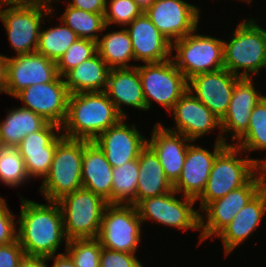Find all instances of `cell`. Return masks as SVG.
I'll use <instances>...</instances> for the list:
<instances>
[{"label":"cell","mask_w":266,"mask_h":267,"mask_svg":"<svg viewBox=\"0 0 266 267\" xmlns=\"http://www.w3.org/2000/svg\"><path fill=\"white\" fill-rule=\"evenodd\" d=\"M21 211L17 223V239L25 255L48 258L68 239L64 231L63 215L57 201L48 204L26 200L20 195Z\"/></svg>","instance_id":"cell-1"},{"label":"cell","mask_w":266,"mask_h":267,"mask_svg":"<svg viewBox=\"0 0 266 267\" xmlns=\"http://www.w3.org/2000/svg\"><path fill=\"white\" fill-rule=\"evenodd\" d=\"M122 118L105 91L70 94L61 134L67 138L94 141Z\"/></svg>","instance_id":"cell-2"},{"label":"cell","mask_w":266,"mask_h":267,"mask_svg":"<svg viewBox=\"0 0 266 267\" xmlns=\"http://www.w3.org/2000/svg\"><path fill=\"white\" fill-rule=\"evenodd\" d=\"M46 0H0V19L4 23L11 47L17 53L30 54L37 50L42 20L52 15Z\"/></svg>","instance_id":"cell-3"},{"label":"cell","mask_w":266,"mask_h":267,"mask_svg":"<svg viewBox=\"0 0 266 267\" xmlns=\"http://www.w3.org/2000/svg\"><path fill=\"white\" fill-rule=\"evenodd\" d=\"M231 36L229 42L223 40L224 69L240 78L259 75L266 67V30L254 19H244Z\"/></svg>","instance_id":"cell-4"},{"label":"cell","mask_w":266,"mask_h":267,"mask_svg":"<svg viewBox=\"0 0 266 267\" xmlns=\"http://www.w3.org/2000/svg\"><path fill=\"white\" fill-rule=\"evenodd\" d=\"M241 153L245 152L234 144H228L216 156L206 187L196 199L201 204L199 210L245 185L261 169L258 159L239 158Z\"/></svg>","instance_id":"cell-5"},{"label":"cell","mask_w":266,"mask_h":267,"mask_svg":"<svg viewBox=\"0 0 266 267\" xmlns=\"http://www.w3.org/2000/svg\"><path fill=\"white\" fill-rule=\"evenodd\" d=\"M83 152V139L62 135L57 140L51 168L40 186L47 201H58L64 195L82 188Z\"/></svg>","instance_id":"cell-6"},{"label":"cell","mask_w":266,"mask_h":267,"mask_svg":"<svg viewBox=\"0 0 266 267\" xmlns=\"http://www.w3.org/2000/svg\"><path fill=\"white\" fill-rule=\"evenodd\" d=\"M57 202L68 240L97 238L104 210L109 204L103 197L82 187L64 195Z\"/></svg>","instance_id":"cell-7"},{"label":"cell","mask_w":266,"mask_h":267,"mask_svg":"<svg viewBox=\"0 0 266 267\" xmlns=\"http://www.w3.org/2000/svg\"><path fill=\"white\" fill-rule=\"evenodd\" d=\"M193 31L171 44L175 66L187 80L195 75L224 68L223 40Z\"/></svg>","instance_id":"cell-8"},{"label":"cell","mask_w":266,"mask_h":267,"mask_svg":"<svg viewBox=\"0 0 266 267\" xmlns=\"http://www.w3.org/2000/svg\"><path fill=\"white\" fill-rule=\"evenodd\" d=\"M145 98L146 111L151 101L157 102L169 112L188 91V80L175 66L172 59L137 66Z\"/></svg>","instance_id":"cell-9"},{"label":"cell","mask_w":266,"mask_h":267,"mask_svg":"<svg viewBox=\"0 0 266 267\" xmlns=\"http://www.w3.org/2000/svg\"><path fill=\"white\" fill-rule=\"evenodd\" d=\"M141 224L136 206L108 204L97 239L104 248L135 254L141 242Z\"/></svg>","instance_id":"cell-10"},{"label":"cell","mask_w":266,"mask_h":267,"mask_svg":"<svg viewBox=\"0 0 266 267\" xmlns=\"http://www.w3.org/2000/svg\"><path fill=\"white\" fill-rule=\"evenodd\" d=\"M177 192H171L141 200L137 211L142 223L145 220L156 221L158 224L187 231L200 230V212L193 208L196 199L183 196L176 197Z\"/></svg>","instance_id":"cell-11"},{"label":"cell","mask_w":266,"mask_h":267,"mask_svg":"<svg viewBox=\"0 0 266 267\" xmlns=\"http://www.w3.org/2000/svg\"><path fill=\"white\" fill-rule=\"evenodd\" d=\"M265 185L266 179L260 169L245 185L209 203L202 210L206 212V221L200 213L199 244L216 236Z\"/></svg>","instance_id":"cell-12"},{"label":"cell","mask_w":266,"mask_h":267,"mask_svg":"<svg viewBox=\"0 0 266 267\" xmlns=\"http://www.w3.org/2000/svg\"><path fill=\"white\" fill-rule=\"evenodd\" d=\"M144 12L171 44L198 29L200 9L184 0H155Z\"/></svg>","instance_id":"cell-13"},{"label":"cell","mask_w":266,"mask_h":267,"mask_svg":"<svg viewBox=\"0 0 266 267\" xmlns=\"http://www.w3.org/2000/svg\"><path fill=\"white\" fill-rule=\"evenodd\" d=\"M69 90L59 75L53 82L26 87L14 97L23 102L22 108L31 110L49 123L61 126L67 115Z\"/></svg>","instance_id":"cell-14"},{"label":"cell","mask_w":266,"mask_h":267,"mask_svg":"<svg viewBox=\"0 0 266 267\" xmlns=\"http://www.w3.org/2000/svg\"><path fill=\"white\" fill-rule=\"evenodd\" d=\"M58 76L56 62L37 52L8 57L4 93L14 97L26 87L53 82Z\"/></svg>","instance_id":"cell-15"},{"label":"cell","mask_w":266,"mask_h":267,"mask_svg":"<svg viewBox=\"0 0 266 267\" xmlns=\"http://www.w3.org/2000/svg\"><path fill=\"white\" fill-rule=\"evenodd\" d=\"M241 78L227 69L201 73L188 80V91L219 120L227 113L235 84Z\"/></svg>","instance_id":"cell-16"},{"label":"cell","mask_w":266,"mask_h":267,"mask_svg":"<svg viewBox=\"0 0 266 267\" xmlns=\"http://www.w3.org/2000/svg\"><path fill=\"white\" fill-rule=\"evenodd\" d=\"M125 120L123 117L94 140L113 168L138 159L147 146L148 139L141 135L135 124L130 126Z\"/></svg>","instance_id":"cell-17"},{"label":"cell","mask_w":266,"mask_h":267,"mask_svg":"<svg viewBox=\"0 0 266 267\" xmlns=\"http://www.w3.org/2000/svg\"><path fill=\"white\" fill-rule=\"evenodd\" d=\"M214 150H209L191 144L187 148L186 158L178 180L173 184V190L182 196L197 199L204 191L216 156L228 145L215 141Z\"/></svg>","instance_id":"cell-18"},{"label":"cell","mask_w":266,"mask_h":267,"mask_svg":"<svg viewBox=\"0 0 266 267\" xmlns=\"http://www.w3.org/2000/svg\"><path fill=\"white\" fill-rule=\"evenodd\" d=\"M264 96L256 91L252 77L241 78L235 84L227 113L220 120L221 128L216 141L227 143L224 136L227 132L233 142L237 141L247 131L252 110Z\"/></svg>","instance_id":"cell-19"},{"label":"cell","mask_w":266,"mask_h":267,"mask_svg":"<svg viewBox=\"0 0 266 267\" xmlns=\"http://www.w3.org/2000/svg\"><path fill=\"white\" fill-rule=\"evenodd\" d=\"M170 114L174 116L176 126L165 128L193 142L213 129L221 128L220 120L189 91L177 101Z\"/></svg>","instance_id":"cell-20"},{"label":"cell","mask_w":266,"mask_h":267,"mask_svg":"<svg viewBox=\"0 0 266 267\" xmlns=\"http://www.w3.org/2000/svg\"><path fill=\"white\" fill-rule=\"evenodd\" d=\"M126 28L131 39L135 61L158 63L171 58V43L143 12Z\"/></svg>","instance_id":"cell-21"},{"label":"cell","mask_w":266,"mask_h":267,"mask_svg":"<svg viewBox=\"0 0 266 267\" xmlns=\"http://www.w3.org/2000/svg\"><path fill=\"white\" fill-rule=\"evenodd\" d=\"M162 125L156 122L147 145L158 156L166 178L173 185L182 172L189 142L193 141L180 133L167 130Z\"/></svg>","instance_id":"cell-22"},{"label":"cell","mask_w":266,"mask_h":267,"mask_svg":"<svg viewBox=\"0 0 266 267\" xmlns=\"http://www.w3.org/2000/svg\"><path fill=\"white\" fill-rule=\"evenodd\" d=\"M265 214L266 185L216 235V237L218 236L222 240L226 256L249 238Z\"/></svg>","instance_id":"cell-23"},{"label":"cell","mask_w":266,"mask_h":267,"mask_svg":"<svg viewBox=\"0 0 266 267\" xmlns=\"http://www.w3.org/2000/svg\"><path fill=\"white\" fill-rule=\"evenodd\" d=\"M113 167L94 141L84 140L82 187L103 197L112 204Z\"/></svg>","instance_id":"cell-24"},{"label":"cell","mask_w":266,"mask_h":267,"mask_svg":"<svg viewBox=\"0 0 266 267\" xmlns=\"http://www.w3.org/2000/svg\"><path fill=\"white\" fill-rule=\"evenodd\" d=\"M108 98L117 111L126 118L122 104L146 111L145 98L137 65L132 68H113L108 76L105 89Z\"/></svg>","instance_id":"cell-25"},{"label":"cell","mask_w":266,"mask_h":267,"mask_svg":"<svg viewBox=\"0 0 266 267\" xmlns=\"http://www.w3.org/2000/svg\"><path fill=\"white\" fill-rule=\"evenodd\" d=\"M110 71L111 68L96 53L63 76L65 86L70 94L105 91Z\"/></svg>","instance_id":"cell-26"},{"label":"cell","mask_w":266,"mask_h":267,"mask_svg":"<svg viewBox=\"0 0 266 267\" xmlns=\"http://www.w3.org/2000/svg\"><path fill=\"white\" fill-rule=\"evenodd\" d=\"M138 161L136 205L145 198L159 196L173 190V185L166 178L158 156L148 145L141 151Z\"/></svg>","instance_id":"cell-27"},{"label":"cell","mask_w":266,"mask_h":267,"mask_svg":"<svg viewBox=\"0 0 266 267\" xmlns=\"http://www.w3.org/2000/svg\"><path fill=\"white\" fill-rule=\"evenodd\" d=\"M47 123L31 110L22 107L10 109L6 118L0 121V145L17 147L27 135L41 130Z\"/></svg>","instance_id":"cell-28"},{"label":"cell","mask_w":266,"mask_h":267,"mask_svg":"<svg viewBox=\"0 0 266 267\" xmlns=\"http://www.w3.org/2000/svg\"><path fill=\"white\" fill-rule=\"evenodd\" d=\"M97 53L111 68H132L127 63L134 59L131 39L126 28L111 31L97 41Z\"/></svg>","instance_id":"cell-29"},{"label":"cell","mask_w":266,"mask_h":267,"mask_svg":"<svg viewBox=\"0 0 266 267\" xmlns=\"http://www.w3.org/2000/svg\"><path fill=\"white\" fill-rule=\"evenodd\" d=\"M67 27L71 28L78 38L90 39L95 42L100 38L99 32H105L104 14L91 13L67 5L59 18Z\"/></svg>","instance_id":"cell-30"},{"label":"cell","mask_w":266,"mask_h":267,"mask_svg":"<svg viewBox=\"0 0 266 267\" xmlns=\"http://www.w3.org/2000/svg\"><path fill=\"white\" fill-rule=\"evenodd\" d=\"M138 175V159L113 168L112 204H132L136 206Z\"/></svg>","instance_id":"cell-31"},{"label":"cell","mask_w":266,"mask_h":267,"mask_svg":"<svg viewBox=\"0 0 266 267\" xmlns=\"http://www.w3.org/2000/svg\"><path fill=\"white\" fill-rule=\"evenodd\" d=\"M235 144L243 151L266 150V95L252 110L247 131ZM266 163V159H259V167Z\"/></svg>","instance_id":"cell-32"},{"label":"cell","mask_w":266,"mask_h":267,"mask_svg":"<svg viewBox=\"0 0 266 267\" xmlns=\"http://www.w3.org/2000/svg\"><path fill=\"white\" fill-rule=\"evenodd\" d=\"M56 26L39 33V43L36 52L57 62L66 50L78 39L76 33L62 21Z\"/></svg>","instance_id":"cell-33"},{"label":"cell","mask_w":266,"mask_h":267,"mask_svg":"<svg viewBox=\"0 0 266 267\" xmlns=\"http://www.w3.org/2000/svg\"><path fill=\"white\" fill-rule=\"evenodd\" d=\"M28 179L24 159L17 147L0 146V182L14 188Z\"/></svg>","instance_id":"cell-34"},{"label":"cell","mask_w":266,"mask_h":267,"mask_svg":"<svg viewBox=\"0 0 266 267\" xmlns=\"http://www.w3.org/2000/svg\"><path fill=\"white\" fill-rule=\"evenodd\" d=\"M102 246L97 238L68 240L66 253L77 267H100Z\"/></svg>","instance_id":"cell-35"},{"label":"cell","mask_w":266,"mask_h":267,"mask_svg":"<svg viewBox=\"0 0 266 267\" xmlns=\"http://www.w3.org/2000/svg\"><path fill=\"white\" fill-rule=\"evenodd\" d=\"M97 53V42L78 38L56 62L58 74L63 77L67 72Z\"/></svg>","instance_id":"cell-36"},{"label":"cell","mask_w":266,"mask_h":267,"mask_svg":"<svg viewBox=\"0 0 266 267\" xmlns=\"http://www.w3.org/2000/svg\"><path fill=\"white\" fill-rule=\"evenodd\" d=\"M61 131V126L48 122L41 130L27 135L17 149L22 157L28 153L45 152L62 136Z\"/></svg>","instance_id":"cell-37"},{"label":"cell","mask_w":266,"mask_h":267,"mask_svg":"<svg viewBox=\"0 0 266 267\" xmlns=\"http://www.w3.org/2000/svg\"><path fill=\"white\" fill-rule=\"evenodd\" d=\"M109 2V4H108ZM143 9L133 0H107L105 24H116L127 27L135 18L143 13Z\"/></svg>","instance_id":"cell-38"},{"label":"cell","mask_w":266,"mask_h":267,"mask_svg":"<svg viewBox=\"0 0 266 267\" xmlns=\"http://www.w3.org/2000/svg\"><path fill=\"white\" fill-rule=\"evenodd\" d=\"M57 141L45 152H36L26 154L24 159V165L26 172L31 178H45L51 168V163L56 150Z\"/></svg>","instance_id":"cell-39"},{"label":"cell","mask_w":266,"mask_h":267,"mask_svg":"<svg viewBox=\"0 0 266 267\" xmlns=\"http://www.w3.org/2000/svg\"><path fill=\"white\" fill-rule=\"evenodd\" d=\"M100 267H144L135 254L113 251L102 247Z\"/></svg>","instance_id":"cell-40"},{"label":"cell","mask_w":266,"mask_h":267,"mask_svg":"<svg viewBox=\"0 0 266 267\" xmlns=\"http://www.w3.org/2000/svg\"><path fill=\"white\" fill-rule=\"evenodd\" d=\"M15 215L11 213L6 200L0 197V245H6L17 240V229L14 220Z\"/></svg>","instance_id":"cell-41"},{"label":"cell","mask_w":266,"mask_h":267,"mask_svg":"<svg viewBox=\"0 0 266 267\" xmlns=\"http://www.w3.org/2000/svg\"><path fill=\"white\" fill-rule=\"evenodd\" d=\"M25 256L18 239L6 245H0V267H18Z\"/></svg>","instance_id":"cell-42"},{"label":"cell","mask_w":266,"mask_h":267,"mask_svg":"<svg viewBox=\"0 0 266 267\" xmlns=\"http://www.w3.org/2000/svg\"><path fill=\"white\" fill-rule=\"evenodd\" d=\"M107 0H72L69 6L91 13L104 14L106 11Z\"/></svg>","instance_id":"cell-43"},{"label":"cell","mask_w":266,"mask_h":267,"mask_svg":"<svg viewBox=\"0 0 266 267\" xmlns=\"http://www.w3.org/2000/svg\"><path fill=\"white\" fill-rule=\"evenodd\" d=\"M49 260H54L52 267H77L67 253H58L57 256L53 255L46 258L47 262Z\"/></svg>","instance_id":"cell-44"},{"label":"cell","mask_w":266,"mask_h":267,"mask_svg":"<svg viewBox=\"0 0 266 267\" xmlns=\"http://www.w3.org/2000/svg\"><path fill=\"white\" fill-rule=\"evenodd\" d=\"M46 262V258L25 255L18 267H48Z\"/></svg>","instance_id":"cell-45"},{"label":"cell","mask_w":266,"mask_h":267,"mask_svg":"<svg viewBox=\"0 0 266 267\" xmlns=\"http://www.w3.org/2000/svg\"><path fill=\"white\" fill-rule=\"evenodd\" d=\"M7 56L0 54V93H4L6 86Z\"/></svg>","instance_id":"cell-46"},{"label":"cell","mask_w":266,"mask_h":267,"mask_svg":"<svg viewBox=\"0 0 266 267\" xmlns=\"http://www.w3.org/2000/svg\"><path fill=\"white\" fill-rule=\"evenodd\" d=\"M137 5H139L143 11L150 7L155 0H133Z\"/></svg>","instance_id":"cell-47"},{"label":"cell","mask_w":266,"mask_h":267,"mask_svg":"<svg viewBox=\"0 0 266 267\" xmlns=\"http://www.w3.org/2000/svg\"><path fill=\"white\" fill-rule=\"evenodd\" d=\"M261 171L264 174V177L266 179V163L261 167Z\"/></svg>","instance_id":"cell-48"},{"label":"cell","mask_w":266,"mask_h":267,"mask_svg":"<svg viewBox=\"0 0 266 267\" xmlns=\"http://www.w3.org/2000/svg\"><path fill=\"white\" fill-rule=\"evenodd\" d=\"M46 1H50L52 3V0H46ZM56 1H59V0H56ZM55 0H53V2H56Z\"/></svg>","instance_id":"cell-49"},{"label":"cell","mask_w":266,"mask_h":267,"mask_svg":"<svg viewBox=\"0 0 266 267\" xmlns=\"http://www.w3.org/2000/svg\"><path fill=\"white\" fill-rule=\"evenodd\" d=\"M242 1H243V0H242ZM246 2H247V3H250V2H251V0H245V3H246Z\"/></svg>","instance_id":"cell-50"}]
</instances>
